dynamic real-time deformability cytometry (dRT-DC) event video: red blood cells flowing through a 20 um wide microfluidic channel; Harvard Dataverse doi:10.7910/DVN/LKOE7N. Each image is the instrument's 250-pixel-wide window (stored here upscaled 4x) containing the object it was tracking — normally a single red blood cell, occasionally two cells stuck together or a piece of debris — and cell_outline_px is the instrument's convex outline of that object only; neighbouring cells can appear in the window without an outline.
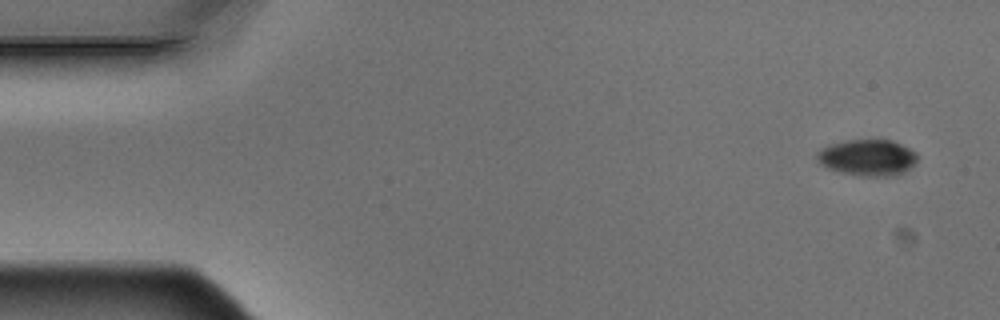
{"species": "Egyptian fruit bat (a non-hibernating species)", "species_latin": "Rousettus aegyptiacus", "temperature_condition": "warm", "stored_images_in_passage": 8, "camera_frame_rate_fps": 3000, "um_per_image_px": 0.085, "animal": {"sex": "male"}, "frame": {"image": 1, "passage_image": 1, "time_ms": 0.0, "image_size_px": [1000, 320], "cell_outline_px": [[916, 160], [904, 172], [896, 176], [860, 176], [840, 172], [828, 168], [820, 164], [816, 160], [816, 152], [820, 148], [828, 144], [848, 140], [892, 140], [916, 152]], "centroid_in_image_um": [73.68, 13.39], "position_along_channel_um": 11.3, "area_um2": 21.27}}
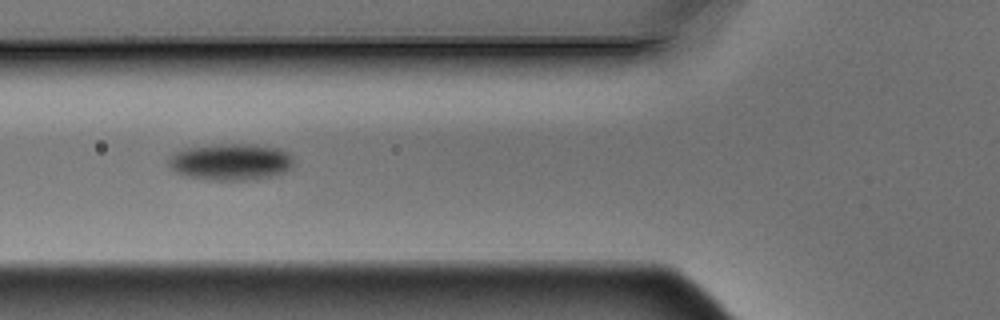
{"frame": {"image": 2, "passage_image": 6, "time_ms": 1.667, "image_size_px": [1000, 320], "cell_outline_px": [[296, 164], [292, 168], [284, 172], [272, 176], [256, 180], [212, 180], [184, 176], [176, 172], [168, 164], [168, 156], [172, 152], [188, 148], [216, 144], [256, 144], [280, 148], [288, 152], [292, 156]], "centroid_in_image_um": [19.65, 13.76], "position_along_channel_um": 106.2, "area_um2": 27.28}}
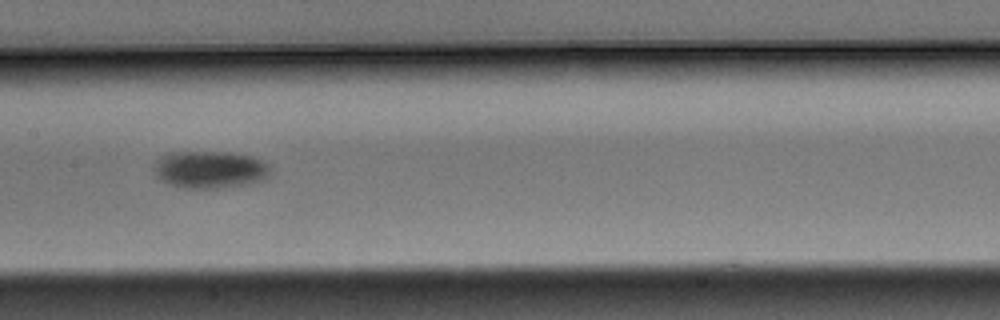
{"frame": {"image": 3, "passage_image": 8, "time_ms": 2.333, "image_size_px": [1000, 320], "cell_outline_px": [[268, 176], [264, 180], [248, 184], [220, 188], [188, 188], [172, 184], [156, 176], [156, 164], [160, 156], [168, 152], [228, 152], [252, 156], [264, 160], [268, 164]], "centroid_in_image_um": [17.9, 14.4], "position_along_channel_um": 189.5, "area_um2": 25.09}}